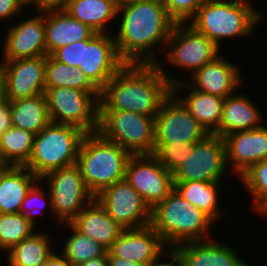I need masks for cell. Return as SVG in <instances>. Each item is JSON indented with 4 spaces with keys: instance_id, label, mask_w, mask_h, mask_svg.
<instances>
[{
    "instance_id": "obj_10",
    "label": "cell",
    "mask_w": 267,
    "mask_h": 266,
    "mask_svg": "<svg viewBox=\"0 0 267 266\" xmlns=\"http://www.w3.org/2000/svg\"><path fill=\"white\" fill-rule=\"evenodd\" d=\"M226 167L223 138L208 134L193 145L192 153L173 171V182H220L228 169Z\"/></svg>"
},
{
    "instance_id": "obj_24",
    "label": "cell",
    "mask_w": 267,
    "mask_h": 266,
    "mask_svg": "<svg viewBox=\"0 0 267 266\" xmlns=\"http://www.w3.org/2000/svg\"><path fill=\"white\" fill-rule=\"evenodd\" d=\"M185 89L189 94L185 97L180 96L178 90ZM172 93L184 104L208 134H214L218 130L225 98L195 90L185 80H180L174 84Z\"/></svg>"
},
{
    "instance_id": "obj_22",
    "label": "cell",
    "mask_w": 267,
    "mask_h": 266,
    "mask_svg": "<svg viewBox=\"0 0 267 266\" xmlns=\"http://www.w3.org/2000/svg\"><path fill=\"white\" fill-rule=\"evenodd\" d=\"M70 224L78 232L101 244L107 250L124 230L95 198L77 214Z\"/></svg>"
},
{
    "instance_id": "obj_31",
    "label": "cell",
    "mask_w": 267,
    "mask_h": 266,
    "mask_svg": "<svg viewBox=\"0 0 267 266\" xmlns=\"http://www.w3.org/2000/svg\"><path fill=\"white\" fill-rule=\"evenodd\" d=\"M35 134L11 127L0 136V159L5 166H25L31 156Z\"/></svg>"
},
{
    "instance_id": "obj_28",
    "label": "cell",
    "mask_w": 267,
    "mask_h": 266,
    "mask_svg": "<svg viewBox=\"0 0 267 266\" xmlns=\"http://www.w3.org/2000/svg\"><path fill=\"white\" fill-rule=\"evenodd\" d=\"M9 102L13 127L36 135L51 123L44 93Z\"/></svg>"
},
{
    "instance_id": "obj_6",
    "label": "cell",
    "mask_w": 267,
    "mask_h": 266,
    "mask_svg": "<svg viewBox=\"0 0 267 266\" xmlns=\"http://www.w3.org/2000/svg\"><path fill=\"white\" fill-rule=\"evenodd\" d=\"M85 134L73 125L50 123L35 135L25 167L40 179L47 172L76 164Z\"/></svg>"
},
{
    "instance_id": "obj_17",
    "label": "cell",
    "mask_w": 267,
    "mask_h": 266,
    "mask_svg": "<svg viewBox=\"0 0 267 266\" xmlns=\"http://www.w3.org/2000/svg\"><path fill=\"white\" fill-rule=\"evenodd\" d=\"M2 61L47 55L45 43V11L17 22L6 30Z\"/></svg>"
},
{
    "instance_id": "obj_23",
    "label": "cell",
    "mask_w": 267,
    "mask_h": 266,
    "mask_svg": "<svg viewBox=\"0 0 267 266\" xmlns=\"http://www.w3.org/2000/svg\"><path fill=\"white\" fill-rule=\"evenodd\" d=\"M95 34L90 27L73 18L64 9L45 11V43L47 55L55 50L80 40L90 39Z\"/></svg>"
},
{
    "instance_id": "obj_48",
    "label": "cell",
    "mask_w": 267,
    "mask_h": 266,
    "mask_svg": "<svg viewBox=\"0 0 267 266\" xmlns=\"http://www.w3.org/2000/svg\"><path fill=\"white\" fill-rule=\"evenodd\" d=\"M19 2L24 6L31 5L34 10L39 11V0H19Z\"/></svg>"
},
{
    "instance_id": "obj_44",
    "label": "cell",
    "mask_w": 267,
    "mask_h": 266,
    "mask_svg": "<svg viewBox=\"0 0 267 266\" xmlns=\"http://www.w3.org/2000/svg\"><path fill=\"white\" fill-rule=\"evenodd\" d=\"M108 266H147L137 262L127 261L121 257L114 256L109 250L107 251Z\"/></svg>"
},
{
    "instance_id": "obj_33",
    "label": "cell",
    "mask_w": 267,
    "mask_h": 266,
    "mask_svg": "<svg viewBox=\"0 0 267 266\" xmlns=\"http://www.w3.org/2000/svg\"><path fill=\"white\" fill-rule=\"evenodd\" d=\"M66 225L72 232L66 238L61 254L73 266H78L93 258L102 257L107 253L108 250L101 244L78 232L70 223H66Z\"/></svg>"
},
{
    "instance_id": "obj_8",
    "label": "cell",
    "mask_w": 267,
    "mask_h": 266,
    "mask_svg": "<svg viewBox=\"0 0 267 266\" xmlns=\"http://www.w3.org/2000/svg\"><path fill=\"white\" fill-rule=\"evenodd\" d=\"M39 180L48 185L49 209L58 224L70 223L95 198L76 164L47 172Z\"/></svg>"
},
{
    "instance_id": "obj_47",
    "label": "cell",
    "mask_w": 267,
    "mask_h": 266,
    "mask_svg": "<svg viewBox=\"0 0 267 266\" xmlns=\"http://www.w3.org/2000/svg\"><path fill=\"white\" fill-rule=\"evenodd\" d=\"M5 99L3 62L0 63V102Z\"/></svg>"
},
{
    "instance_id": "obj_20",
    "label": "cell",
    "mask_w": 267,
    "mask_h": 266,
    "mask_svg": "<svg viewBox=\"0 0 267 266\" xmlns=\"http://www.w3.org/2000/svg\"><path fill=\"white\" fill-rule=\"evenodd\" d=\"M226 59L219 54L211 62L204 64L191 76L189 85L195 90L222 98L236 93V88H241L242 73L237 63H230Z\"/></svg>"
},
{
    "instance_id": "obj_2",
    "label": "cell",
    "mask_w": 267,
    "mask_h": 266,
    "mask_svg": "<svg viewBox=\"0 0 267 266\" xmlns=\"http://www.w3.org/2000/svg\"><path fill=\"white\" fill-rule=\"evenodd\" d=\"M119 13L121 23L114 40L120 57L126 63L157 64V45L164 42L167 46L176 24L163 3H119Z\"/></svg>"
},
{
    "instance_id": "obj_34",
    "label": "cell",
    "mask_w": 267,
    "mask_h": 266,
    "mask_svg": "<svg viewBox=\"0 0 267 266\" xmlns=\"http://www.w3.org/2000/svg\"><path fill=\"white\" fill-rule=\"evenodd\" d=\"M35 230V227L21 213H0V250L8 252Z\"/></svg>"
},
{
    "instance_id": "obj_46",
    "label": "cell",
    "mask_w": 267,
    "mask_h": 266,
    "mask_svg": "<svg viewBox=\"0 0 267 266\" xmlns=\"http://www.w3.org/2000/svg\"><path fill=\"white\" fill-rule=\"evenodd\" d=\"M78 266H108L107 253L102 257L93 258L79 264Z\"/></svg>"
},
{
    "instance_id": "obj_51",
    "label": "cell",
    "mask_w": 267,
    "mask_h": 266,
    "mask_svg": "<svg viewBox=\"0 0 267 266\" xmlns=\"http://www.w3.org/2000/svg\"><path fill=\"white\" fill-rule=\"evenodd\" d=\"M5 167V165L2 163L1 159H0V171Z\"/></svg>"
},
{
    "instance_id": "obj_13",
    "label": "cell",
    "mask_w": 267,
    "mask_h": 266,
    "mask_svg": "<svg viewBox=\"0 0 267 266\" xmlns=\"http://www.w3.org/2000/svg\"><path fill=\"white\" fill-rule=\"evenodd\" d=\"M95 199L123 229L150 225L151 208L125 179L106 187Z\"/></svg>"
},
{
    "instance_id": "obj_11",
    "label": "cell",
    "mask_w": 267,
    "mask_h": 266,
    "mask_svg": "<svg viewBox=\"0 0 267 266\" xmlns=\"http://www.w3.org/2000/svg\"><path fill=\"white\" fill-rule=\"evenodd\" d=\"M168 51L164 55L177 68L194 74L204 64L219 55L220 48L207 36L197 32L186 23H176L167 41Z\"/></svg>"
},
{
    "instance_id": "obj_52",
    "label": "cell",
    "mask_w": 267,
    "mask_h": 266,
    "mask_svg": "<svg viewBox=\"0 0 267 266\" xmlns=\"http://www.w3.org/2000/svg\"><path fill=\"white\" fill-rule=\"evenodd\" d=\"M239 1L248 2V1H251V0H239Z\"/></svg>"
},
{
    "instance_id": "obj_39",
    "label": "cell",
    "mask_w": 267,
    "mask_h": 266,
    "mask_svg": "<svg viewBox=\"0 0 267 266\" xmlns=\"http://www.w3.org/2000/svg\"><path fill=\"white\" fill-rule=\"evenodd\" d=\"M51 56L69 67L78 68V66H82L83 40L61 47L55 50Z\"/></svg>"
},
{
    "instance_id": "obj_32",
    "label": "cell",
    "mask_w": 267,
    "mask_h": 266,
    "mask_svg": "<svg viewBox=\"0 0 267 266\" xmlns=\"http://www.w3.org/2000/svg\"><path fill=\"white\" fill-rule=\"evenodd\" d=\"M69 87L89 93H100V90L77 68L56 61L46 55L45 88Z\"/></svg>"
},
{
    "instance_id": "obj_12",
    "label": "cell",
    "mask_w": 267,
    "mask_h": 266,
    "mask_svg": "<svg viewBox=\"0 0 267 266\" xmlns=\"http://www.w3.org/2000/svg\"><path fill=\"white\" fill-rule=\"evenodd\" d=\"M154 130V145H165L173 141L196 143L208 135L172 92L162 102L155 116Z\"/></svg>"
},
{
    "instance_id": "obj_41",
    "label": "cell",
    "mask_w": 267,
    "mask_h": 266,
    "mask_svg": "<svg viewBox=\"0 0 267 266\" xmlns=\"http://www.w3.org/2000/svg\"><path fill=\"white\" fill-rule=\"evenodd\" d=\"M12 127L11 110L9 100L0 102V136Z\"/></svg>"
},
{
    "instance_id": "obj_5",
    "label": "cell",
    "mask_w": 267,
    "mask_h": 266,
    "mask_svg": "<svg viewBox=\"0 0 267 266\" xmlns=\"http://www.w3.org/2000/svg\"><path fill=\"white\" fill-rule=\"evenodd\" d=\"M261 18L262 14L255 11L250 2L204 0L190 24H187L210 38L220 48L222 38L250 36Z\"/></svg>"
},
{
    "instance_id": "obj_38",
    "label": "cell",
    "mask_w": 267,
    "mask_h": 266,
    "mask_svg": "<svg viewBox=\"0 0 267 266\" xmlns=\"http://www.w3.org/2000/svg\"><path fill=\"white\" fill-rule=\"evenodd\" d=\"M41 183V185L39 184ZM39 185V186H38ZM46 185H42V181H37L31 189L26 194V197L22 203L20 213L26 217V219L35 227V219L37 212L39 213V209L44 208L46 206L48 200H46V194L43 187Z\"/></svg>"
},
{
    "instance_id": "obj_9",
    "label": "cell",
    "mask_w": 267,
    "mask_h": 266,
    "mask_svg": "<svg viewBox=\"0 0 267 266\" xmlns=\"http://www.w3.org/2000/svg\"><path fill=\"white\" fill-rule=\"evenodd\" d=\"M51 123L73 125L85 133L98 129L100 93L69 87L45 88Z\"/></svg>"
},
{
    "instance_id": "obj_26",
    "label": "cell",
    "mask_w": 267,
    "mask_h": 266,
    "mask_svg": "<svg viewBox=\"0 0 267 266\" xmlns=\"http://www.w3.org/2000/svg\"><path fill=\"white\" fill-rule=\"evenodd\" d=\"M37 181L25 166H5L0 171V213H20L26 194Z\"/></svg>"
},
{
    "instance_id": "obj_49",
    "label": "cell",
    "mask_w": 267,
    "mask_h": 266,
    "mask_svg": "<svg viewBox=\"0 0 267 266\" xmlns=\"http://www.w3.org/2000/svg\"><path fill=\"white\" fill-rule=\"evenodd\" d=\"M162 2V0H119V3Z\"/></svg>"
},
{
    "instance_id": "obj_25",
    "label": "cell",
    "mask_w": 267,
    "mask_h": 266,
    "mask_svg": "<svg viewBox=\"0 0 267 266\" xmlns=\"http://www.w3.org/2000/svg\"><path fill=\"white\" fill-rule=\"evenodd\" d=\"M261 115L248 96L233 93L225 98L219 128L214 134L223 138L234 132L260 128Z\"/></svg>"
},
{
    "instance_id": "obj_36",
    "label": "cell",
    "mask_w": 267,
    "mask_h": 266,
    "mask_svg": "<svg viewBox=\"0 0 267 266\" xmlns=\"http://www.w3.org/2000/svg\"><path fill=\"white\" fill-rule=\"evenodd\" d=\"M195 143L169 142L165 145H154V156L159 163L169 172L180 166L193 151Z\"/></svg>"
},
{
    "instance_id": "obj_3",
    "label": "cell",
    "mask_w": 267,
    "mask_h": 266,
    "mask_svg": "<svg viewBox=\"0 0 267 266\" xmlns=\"http://www.w3.org/2000/svg\"><path fill=\"white\" fill-rule=\"evenodd\" d=\"M214 222L199 208L173 189L164 201L151 209L150 226L160 235L168 249L185 242L208 240ZM207 234V235H206Z\"/></svg>"
},
{
    "instance_id": "obj_1",
    "label": "cell",
    "mask_w": 267,
    "mask_h": 266,
    "mask_svg": "<svg viewBox=\"0 0 267 266\" xmlns=\"http://www.w3.org/2000/svg\"><path fill=\"white\" fill-rule=\"evenodd\" d=\"M163 63H126L100 90L99 111H132L155 117L172 86L181 79L172 77Z\"/></svg>"
},
{
    "instance_id": "obj_15",
    "label": "cell",
    "mask_w": 267,
    "mask_h": 266,
    "mask_svg": "<svg viewBox=\"0 0 267 266\" xmlns=\"http://www.w3.org/2000/svg\"><path fill=\"white\" fill-rule=\"evenodd\" d=\"M126 64L120 57L113 36L97 33L83 40L82 66H78L86 77L101 90L107 82Z\"/></svg>"
},
{
    "instance_id": "obj_21",
    "label": "cell",
    "mask_w": 267,
    "mask_h": 266,
    "mask_svg": "<svg viewBox=\"0 0 267 266\" xmlns=\"http://www.w3.org/2000/svg\"><path fill=\"white\" fill-rule=\"evenodd\" d=\"M183 266H250L241 259L233 247L210 238L185 242L173 249Z\"/></svg>"
},
{
    "instance_id": "obj_42",
    "label": "cell",
    "mask_w": 267,
    "mask_h": 266,
    "mask_svg": "<svg viewBox=\"0 0 267 266\" xmlns=\"http://www.w3.org/2000/svg\"><path fill=\"white\" fill-rule=\"evenodd\" d=\"M71 0H39V11L62 10Z\"/></svg>"
},
{
    "instance_id": "obj_7",
    "label": "cell",
    "mask_w": 267,
    "mask_h": 266,
    "mask_svg": "<svg viewBox=\"0 0 267 266\" xmlns=\"http://www.w3.org/2000/svg\"><path fill=\"white\" fill-rule=\"evenodd\" d=\"M155 117L132 111H99L97 132L131 155H154Z\"/></svg>"
},
{
    "instance_id": "obj_43",
    "label": "cell",
    "mask_w": 267,
    "mask_h": 266,
    "mask_svg": "<svg viewBox=\"0 0 267 266\" xmlns=\"http://www.w3.org/2000/svg\"><path fill=\"white\" fill-rule=\"evenodd\" d=\"M168 260L170 258V261L166 260H160V258L153 263L151 266H183L182 261L180 257L176 254V252L173 249H169L166 253ZM166 261V262H165Z\"/></svg>"
},
{
    "instance_id": "obj_45",
    "label": "cell",
    "mask_w": 267,
    "mask_h": 266,
    "mask_svg": "<svg viewBox=\"0 0 267 266\" xmlns=\"http://www.w3.org/2000/svg\"><path fill=\"white\" fill-rule=\"evenodd\" d=\"M41 266H73L60 252L59 255L55 251L48 257Z\"/></svg>"
},
{
    "instance_id": "obj_4",
    "label": "cell",
    "mask_w": 267,
    "mask_h": 266,
    "mask_svg": "<svg viewBox=\"0 0 267 266\" xmlns=\"http://www.w3.org/2000/svg\"><path fill=\"white\" fill-rule=\"evenodd\" d=\"M132 155L98 132L86 133L81 141L76 165L87 189L97 196L103 189L125 179Z\"/></svg>"
},
{
    "instance_id": "obj_27",
    "label": "cell",
    "mask_w": 267,
    "mask_h": 266,
    "mask_svg": "<svg viewBox=\"0 0 267 266\" xmlns=\"http://www.w3.org/2000/svg\"><path fill=\"white\" fill-rule=\"evenodd\" d=\"M119 0H71L64 9L96 33H107L106 25L116 19Z\"/></svg>"
},
{
    "instance_id": "obj_29",
    "label": "cell",
    "mask_w": 267,
    "mask_h": 266,
    "mask_svg": "<svg viewBox=\"0 0 267 266\" xmlns=\"http://www.w3.org/2000/svg\"><path fill=\"white\" fill-rule=\"evenodd\" d=\"M174 189L186 201L199 208L213 222L224 216L218 205V189L220 182L204 181L173 182Z\"/></svg>"
},
{
    "instance_id": "obj_50",
    "label": "cell",
    "mask_w": 267,
    "mask_h": 266,
    "mask_svg": "<svg viewBox=\"0 0 267 266\" xmlns=\"http://www.w3.org/2000/svg\"><path fill=\"white\" fill-rule=\"evenodd\" d=\"M259 212L264 216H267V203L258 211V213Z\"/></svg>"
},
{
    "instance_id": "obj_14",
    "label": "cell",
    "mask_w": 267,
    "mask_h": 266,
    "mask_svg": "<svg viewBox=\"0 0 267 266\" xmlns=\"http://www.w3.org/2000/svg\"><path fill=\"white\" fill-rule=\"evenodd\" d=\"M125 180L151 209L174 189L172 173L154 155H132L126 166Z\"/></svg>"
},
{
    "instance_id": "obj_37",
    "label": "cell",
    "mask_w": 267,
    "mask_h": 266,
    "mask_svg": "<svg viewBox=\"0 0 267 266\" xmlns=\"http://www.w3.org/2000/svg\"><path fill=\"white\" fill-rule=\"evenodd\" d=\"M204 0H162L169 17L175 23L190 22Z\"/></svg>"
},
{
    "instance_id": "obj_40",
    "label": "cell",
    "mask_w": 267,
    "mask_h": 266,
    "mask_svg": "<svg viewBox=\"0 0 267 266\" xmlns=\"http://www.w3.org/2000/svg\"><path fill=\"white\" fill-rule=\"evenodd\" d=\"M22 8L24 9L19 0H0V21L17 17L22 13Z\"/></svg>"
},
{
    "instance_id": "obj_30",
    "label": "cell",
    "mask_w": 267,
    "mask_h": 266,
    "mask_svg": "<svg viewBox=\"0 0 267 266\" xmlns=\"http://www.w3.org/2000/svg\"><path fill=\"white\" fill-rule=\"evenodd\" d=\"M35 231L6 254L8 266H41L53 253L49 234Z\"/></svg>"
},
{
    "instance_id": "obj_35",
    "label": "cell",
    "mask_w": 267,
    "mask_h": 266,
    "mask_svg": "<svg viewBox=\"0 0 267 266\" xmlns=\"http://www.w3.org/2000/svg\"><path fill=\"white\" fill-rule=\"evenodd\" d=\"M252 197L257 212L267 203V159L252 165L238 177Z\"/></svg>"
},
{
    "instance_id": "obj_16",
    "label": "cell",
    "mask_w": 267,
    "mask_h": 266,
    "mask_svg": "<svg viewBox=\"0 0 267 266\" xmlns=\"http://www.w3.org/2000/svg\"><path fill=\"white\" fill-rule=\"evenodd\" d=\"M2 62L6 100L30 98L45 92L46 55Z\"/></svg>"
},
{
    "instance_id": "obj_18",
    "label": "cell",
    "mask_w": 267,
    "mask_h": 266,
    "mask_svg": "<svg viewBox=\"0 0 267 266\" xmlns=\"http://www.w3.org/2000/svg\"><path fill=\"white\" fill-rule=\"evenodd\" d=\"M168 250L160 235L150 225L124 229L109 249L114 256L147 266L155 263Z\"/></svg>"
},
{
    "instance_id": "obj_19",
    "label": "cell",
    "mask_w": 267,
    "mask_h": 266,
    "mask_svg": "<svg viewBox=\"0 0 267 266\" xmlns=\"http://www.w3.org/2000/svg\"><path fill=\"white\" fill-rule=\"evenodd\" d=\"M227 167L239 177L252 165L267 159V126L223 137Z\"/></svg>"
}]
</instances>
